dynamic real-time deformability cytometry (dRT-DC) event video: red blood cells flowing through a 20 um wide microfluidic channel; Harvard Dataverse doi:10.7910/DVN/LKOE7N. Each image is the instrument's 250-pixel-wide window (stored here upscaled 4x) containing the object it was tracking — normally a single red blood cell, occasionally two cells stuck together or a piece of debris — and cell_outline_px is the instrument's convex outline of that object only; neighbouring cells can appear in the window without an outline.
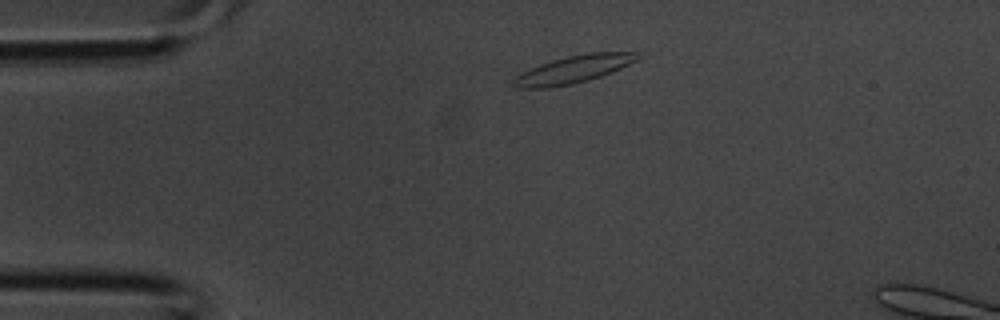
{"species": "common noctule bat (a hibernating species)", "species_latin": "Nyctalus noctula", "temperature_condition": "room temperature", "stored_images_in_passage": 27, "camera_frame_rate_fps": 3000, "um_per_image_px": 0.085, "animal": {"sex": "male", "body_mass_g": 20.1, "forearm_length_mm": 53.5}, "frame": {"image": 1, "passage_image": 1, "time_ms": 0.0, "image_size_px": [1000, 320], "cell_outline_px": [[640, 56], [636, 60], [620, 68], [600, 76], [588, 80], [572, 84], [548, 88], [516, 88], [512, 84], [512, 80], [516, 76], [540, 64], [552, 60], [568, 56], [588, 52], [640, 52]], "centroid_in_image_um": [48.73, 5.89], "position_along_channel_um": 36.3, "area_um2": 19.65}}
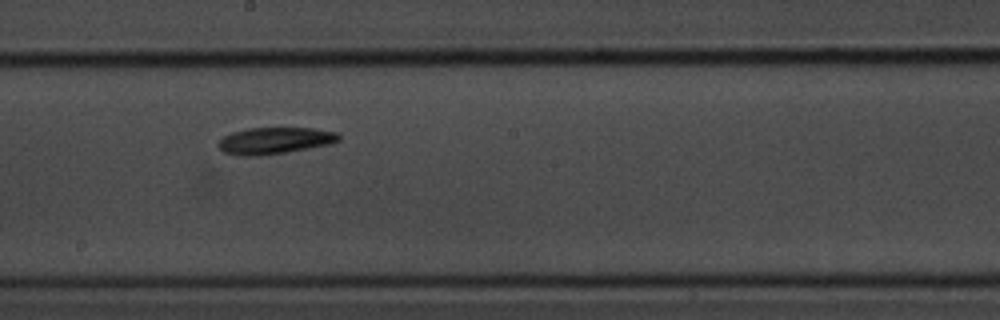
{"frame": {"image": 2, "passage_image": 14, "time_ms": 4.333, "image_size_px": [1000, 320], "cell_outline_px": [[340, 140], [328, 144], [308, 148], [284, 152], [252, 156], [240, 156], [224, 152], [216, 144], [224, 136], [232, 132], [248, 128], [312, 128], [336, 132], [340, 136]], "centroid_in_image_um": [23.32, 11.94], "position_along_channel_um": 224.9, "area_um2": 18.44}}
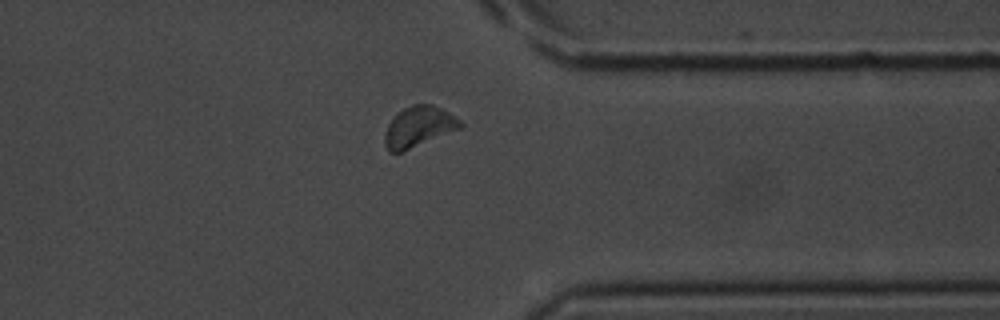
{"frame": {"image": 3, "passage_image": 23, "time_ms": 7.333, "image_size_px": [1000, 320], "cell_outline_px": [[464, 124], [460, 128], [400, 152], [388, 152], [384, 144], [384, 132], [388, 124], [404, 108], [412, 104], [432, 104], [456, 116]], "centroid_in_image_um": [35.57, 10.76], "position_along_channel_um": 375.8, "area_um2": 17.51}}